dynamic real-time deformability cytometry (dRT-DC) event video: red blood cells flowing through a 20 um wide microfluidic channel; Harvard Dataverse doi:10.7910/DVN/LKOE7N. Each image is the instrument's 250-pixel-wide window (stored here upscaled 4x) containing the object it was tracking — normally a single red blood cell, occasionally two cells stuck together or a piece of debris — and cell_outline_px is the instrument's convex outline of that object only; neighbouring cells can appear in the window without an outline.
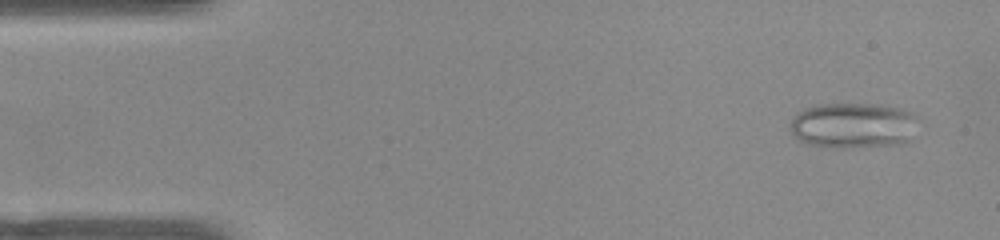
{"species": "common noctule bat (a hibernating species)", "species_latin": "Nyctalus noctula", "temperature_condition": "warm", "stored_images_in_passage": 52, "camera_frame_rate_fps": 3000, "um_per_image_px": 0.085, "animal": {"sex": "female", "body_mass_g": 22.0, "forearm_length_mm": 56.7}, "frame": {"image": 1, "passage_image": 3, "time_ms": 0.667, "image_size_px": [1000, 240], "cell_outline_px": [[916, 120], [908, 140], [904, 144], [848, 148], [832, 148], [804, 144], [796, 140], [792, 132], [792, 120], [796, 112], [804, 108], [816, 104], [880, 104], [904, 108], [912, 112], [916, 116]], "centroid_in_image_um": [72.49, 10.66], "position_along_channel_um": 12.5, "area_um2": 34.45}}
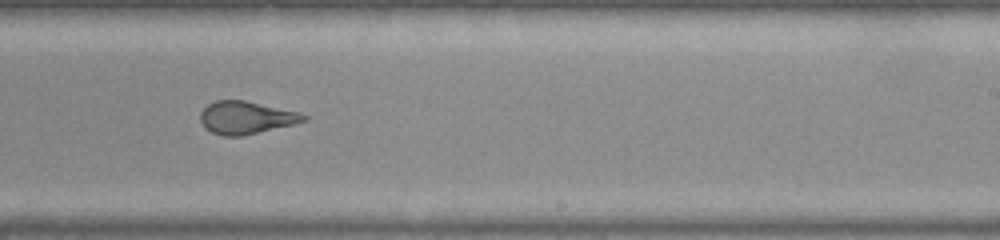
{"frame": {"image": 2, "passage_image": 31, "time_ms": 10.0, "image_size_px": [1000, 240], "cell_outline_px": [[308, 120], [292, 124], [240, 136], [224, 136], [212, 132], [204, 128], [200, 120], [200, 112], [208, 104], [216, 100], [244, 100], [300, 112], [308, 116]], "centroid_in_image_um": [20.9, 9.99], "position_along_channel_um": 268.1, "area_um2": 19.54}}
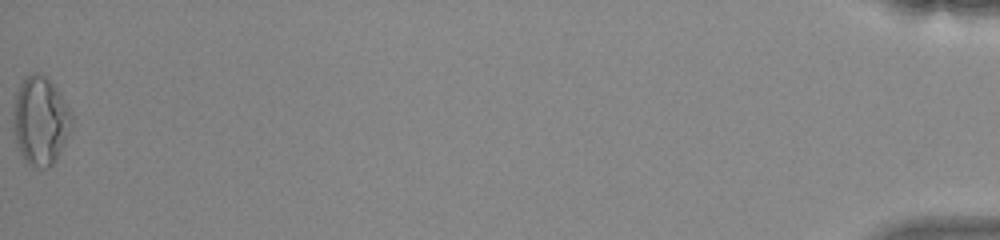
{"frame": {"image": 3, "passage_image": 52, "time_ms": 17.0, "image_size_px": [1000, 240], "cell_outline_px": [[72, 128], [56, 160], [48, 168], [40, 168], [28, 164], [24, 160], [20, 152], [12, 128], [12, 112], [16, 96], [20, 84], [28, 76], [36, 72], [44, 76], [56, 88], [68, 108], [72, 116]], "centroid_in_image_um": [3.42, 10.31], "position_along_channel_um": 431.8, "area_um2": 29.88}, "authors_computed_cell_mechanics": {"area_um2": 22.5998, "velocity_mm_per_s": 3.8765, "shape_relaxation_time_tau1_ms": null, "shape_relaxation_time_tau2_ms": 0.8483, "deformation_change_tau1": null, "deformation_change_tau2": 0.096}}